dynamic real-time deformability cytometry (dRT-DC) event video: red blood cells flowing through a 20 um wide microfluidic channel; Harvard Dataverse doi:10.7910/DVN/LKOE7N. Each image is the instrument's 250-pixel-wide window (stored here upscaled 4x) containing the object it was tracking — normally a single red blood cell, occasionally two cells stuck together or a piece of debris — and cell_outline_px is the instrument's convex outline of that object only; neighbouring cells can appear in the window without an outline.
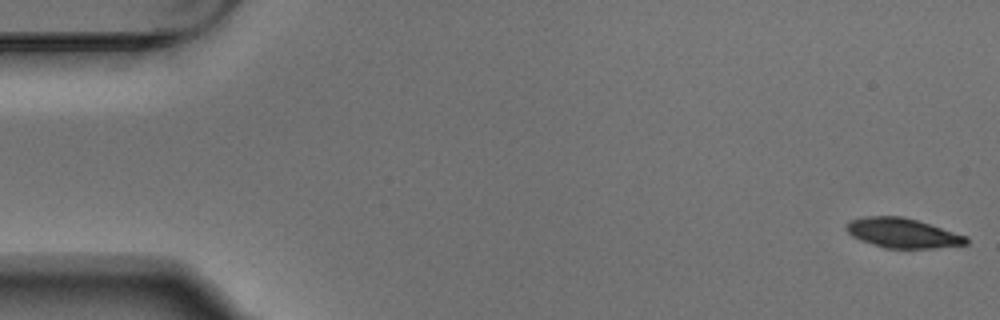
{"species": "Egyptian fruit bat (a non-hibernating species)", "species_latin": "Rousettus aegyptiacus", "temperature_condition": "warm", "stored_images_in_passage": 4, "camera_frame_rate_fps": 3000, "um_per_image_px": 0.085, "animal": {"sex": "male"}, "frame": {"image": 1, "passage_image": 1, "time_ms": 0.0, "image_size_px": [1000, 320], "cell_outline_px": [[968, 244], [932, 248], [884, 248], [860, 240], [852, 236], [844, 228], [852, 220], [864, 216], [900, 216], [916, 220], [968, 236]], "centroid_in_image_um": [76.72, 19.81], "position_along_channel_um": 8.3, "area_um2": 20.58}}
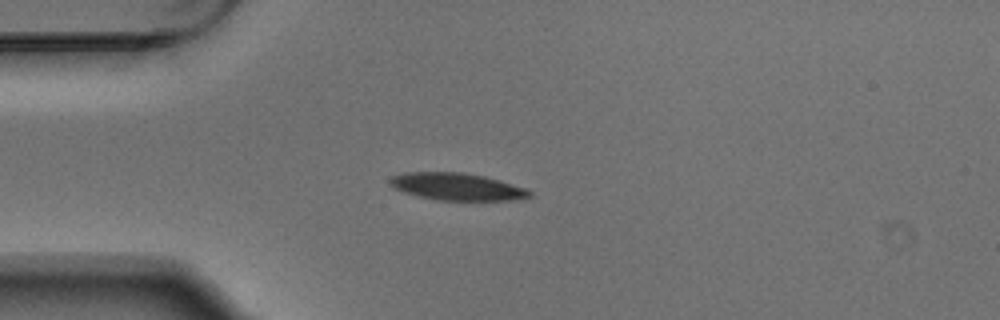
{"frame": {"image": 2, "passage_image": 4, "time_ms": 1.0, "image_size_px": [1000, 320], "cell_outline_px": [[532, 196], [512, 200], [436, 200], [404, 192], [392, 188], [388, 184], [388, 180], [392, 176], [404, 172], [464, 172], [484, 176], [500, 180], [524, 188], [532, 192]], "centroid_in_image_um": [38.79, 15.86], "position_along_channel_um": 46.2, "area_um2": 22.2}}